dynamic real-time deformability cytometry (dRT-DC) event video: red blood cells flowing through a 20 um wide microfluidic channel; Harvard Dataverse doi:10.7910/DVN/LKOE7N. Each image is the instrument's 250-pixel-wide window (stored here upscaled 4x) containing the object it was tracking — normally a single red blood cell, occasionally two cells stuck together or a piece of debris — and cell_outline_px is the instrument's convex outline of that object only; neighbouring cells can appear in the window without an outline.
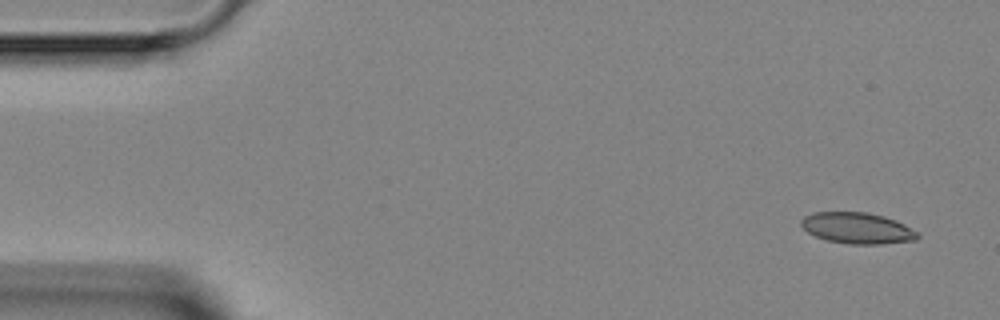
{"species": "Egyptian fruit bat (a non-hibernating species)", "species_latin": "Rousettus aegyptiacus", "temperature_condition": "room temperature", "stored_images_in_passage": 4, "camera_frame_rate_fps": 3000, "um_per_image_px": 0.085, "animal": {"sex": "female"}, "frame": {"image": 1, "passage_image": 1, "time_ms": 0.0, "image_size_px": [1000, 320], "cell_outline_px": [[920, 236], [916, 240], [880, 244], [848, 244], [828, 240], [816, 236], [808, 232], [800, 224], [800, 220], [804, 216], [812, 212], [868, 212], [884, 216], [896, 220], [920, 232]], "centroid_in_image_um": [72.9, 19.38], "position_along_channel_um": 12.1, "area_um2": 21.27}}
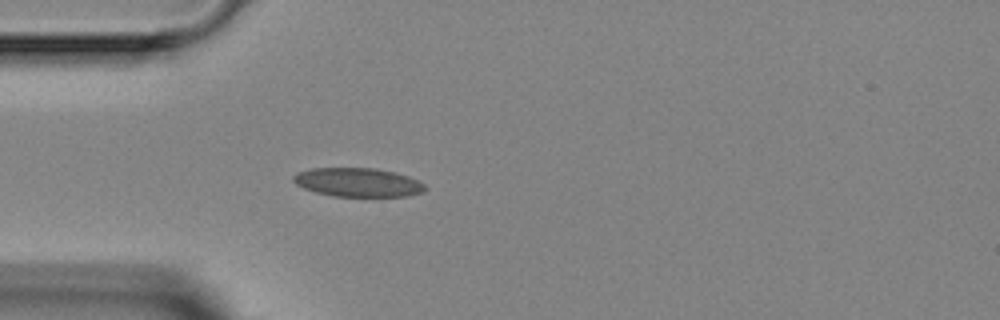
{"frame": {"image": 2, "passage_image": 4, "time_ms": 3.667, "image_size_px": [1000, 320], "cell_outline_px": [[428, 188], [424, 192], [408, 196], [332, 196], [316, 192], [304, 188], [296, 184], [292, 180], [292, 176], [296, 172], [312, 168], [376, 168], [408, 176], [424, 184]], "centroid_in_image_um": [30.4, 15.5], "position_along_channel_um": 54.6, "area_um2": 22.14}}